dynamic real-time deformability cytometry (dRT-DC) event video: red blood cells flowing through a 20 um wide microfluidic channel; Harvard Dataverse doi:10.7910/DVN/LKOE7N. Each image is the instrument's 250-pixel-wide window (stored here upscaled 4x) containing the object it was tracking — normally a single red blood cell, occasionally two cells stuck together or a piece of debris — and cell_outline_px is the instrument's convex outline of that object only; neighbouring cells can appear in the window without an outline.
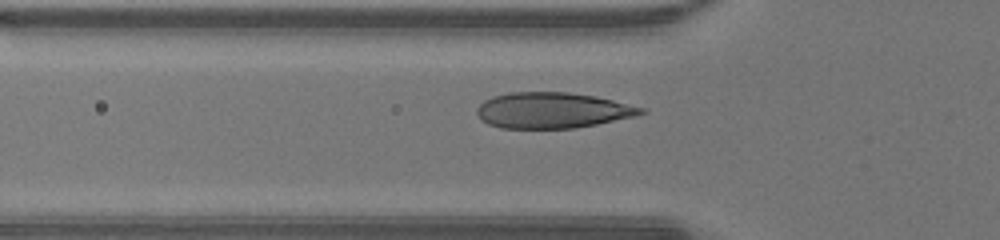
{"species": "human", "species_latin": "Homo sapiens", "temperature_condition": "warm", "stored_images_in_passage": 34, "camera_frame_rate_fps": 3000, "um_per_image_px": 0.085, "donor": {"sex": "male"}, "frame": {"image": 1, "passage_image": 3, "time_ms": 0.667, "image_size_px": [1000, 240], "cell_outline_px": [[648, 112], [636, 116], [576, 128], [500, 128], [488, 124], [480, 120], [476, 112], [476, 108], [484, 100], [492, 96], [508, 92], [568, 92], [592, 96], [612, 100], [648, 108]], "centroid_in_image_um": [46.95, 9.38], "position_along_channel_um": 78.9, "area_um2": 34.45}}
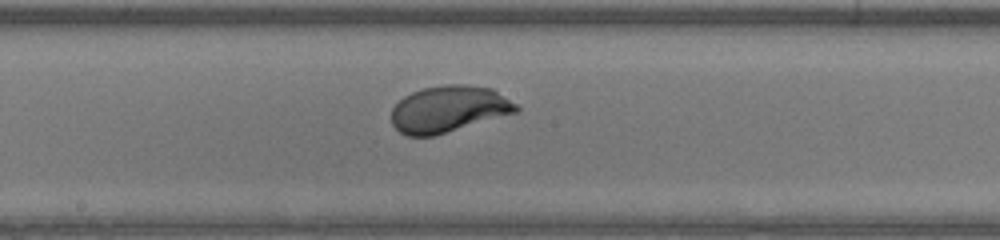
{"frame": {"image": 2, "passage_image": 12, "time_ms": 3.667, "image_size_px": [1000, 240], "cell_outline_px": [[520, 112], [432, 136], [408, 136], [400, 132], [392, 124], [392, 108], [404, 96], [412, 92], [424, 88], [448, 84], [464, 84], [492, 88], [516, 104], [520, 108]], "centroid_in_image_um": [38.16, 9.27], "position_along_channel_um": 210.0, "area_um2": 33.76}}
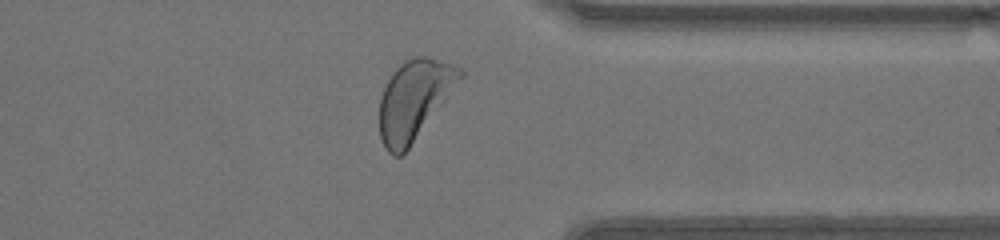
{"frame": {"image": 3, "passage_image": 24, "time_ms": 7.667, "image_size_px": [1000, 240], "cell_outline_px": [[464, 76], [408, 148], [400, 156], [392, 156], [384, 148], [380, 140], [380, 96], [388, 80], [396, 68], [400, 64], [416, 56], [428, 56], [460, 68], [464, 72]], "centroid_in_image_um": [35.18, 8.48], "position_along_channel_um": 376.2, "area_um2": 36.65}, "authors_computed_cell_mechanics": {"area_um2": 34.2176, "velocity_mm_per_s": 4.3299, "shape_relaxation_time_tau1_ms": 1.8423, "shape_relaxation_time_tau2_ms": null, "deformation_change_tau1": 0.1621, "deformation_change_tau2": null}}